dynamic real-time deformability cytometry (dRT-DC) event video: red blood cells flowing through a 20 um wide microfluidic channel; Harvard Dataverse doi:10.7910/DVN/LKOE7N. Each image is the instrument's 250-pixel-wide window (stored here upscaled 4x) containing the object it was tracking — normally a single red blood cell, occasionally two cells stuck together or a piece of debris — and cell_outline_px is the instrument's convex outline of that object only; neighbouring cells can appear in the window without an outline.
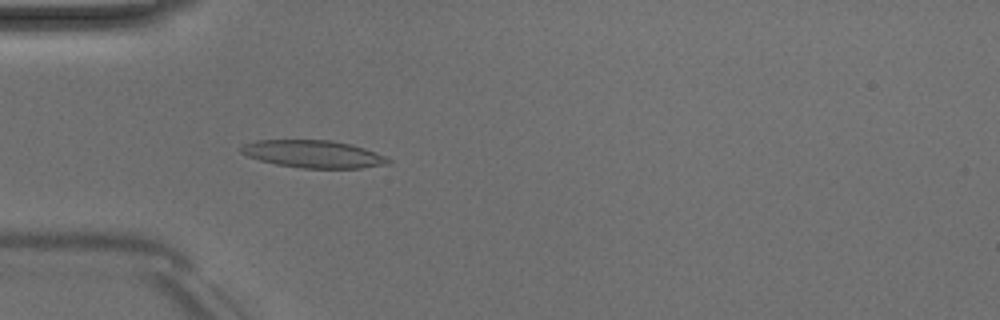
{"species": "Egyptian fruit bat (a non-hibernating species)", "species_latin": "Rousettus aegyptiacus", "temperature_condition": "room temperature", "stored_images_in_passage": 5, "camera_frame_rate_fps": 3000, "um_per_image_px": 0.085, "animal": {"sex": "male"}, "frame": {"image": 1, "passage_image": 5, "time_ms": 4.667, "image_size_px": [1000, 320], "cell_outline_px": [[392, 164], [360, 168], [300, 168], [276, 164], [260, 160], [248, 156], [240, 152], [240, 148], [244, 144], [256, 140], [328, 140], [352, 144], [388, 156], [392, 160]], "centroid_in_image_um": [26.7, 13.1], "position_along_channel_um": 58.3, "area_um2": 23.76}}